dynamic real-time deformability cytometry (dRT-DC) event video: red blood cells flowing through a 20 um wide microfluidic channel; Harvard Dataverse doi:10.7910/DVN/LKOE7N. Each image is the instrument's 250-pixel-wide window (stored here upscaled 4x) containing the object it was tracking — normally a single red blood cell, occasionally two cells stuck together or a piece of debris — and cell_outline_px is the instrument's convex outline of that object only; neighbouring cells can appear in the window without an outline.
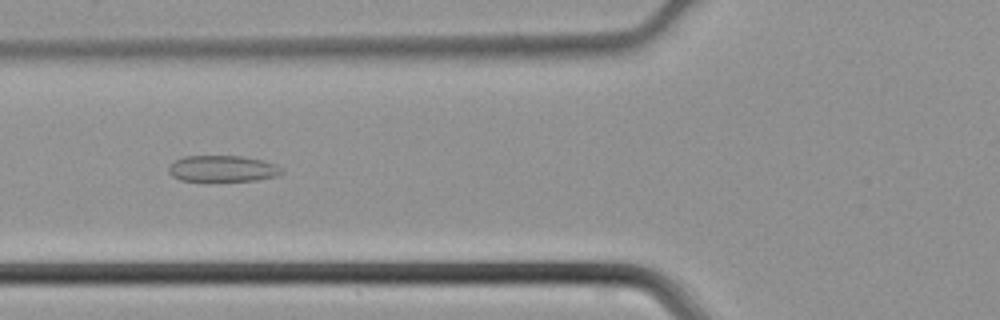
{"species": "common noctule bat (a hibernating species)", "species_latin": "Nyctalus noctula", "temperature_condition": "cold", "stored_images_in_passage": 32, "camera_frame_rate_fps": 3000, "um_per_image_px": 0.085, "animal": {"sex": "male", "body_mass_g": 21.5, "forearm_length_mm": 52.0}, "frame": {"image": 1, "passage_image": 5, "time_ms": 1.333, "image_size_px": [1000, 320], "cell_outline_px": [[284, 172], [276, 176], [256, 180], [180, 180], [172, 176], [168, 172], [168, 168], [176, 160], [184, 156], [240, 156], [264, 160], [276, 164]], "centroid_in_image_um": [18.93, 14.32], "position_along_channel_um": 106.9, "area_um2": 17.05}}
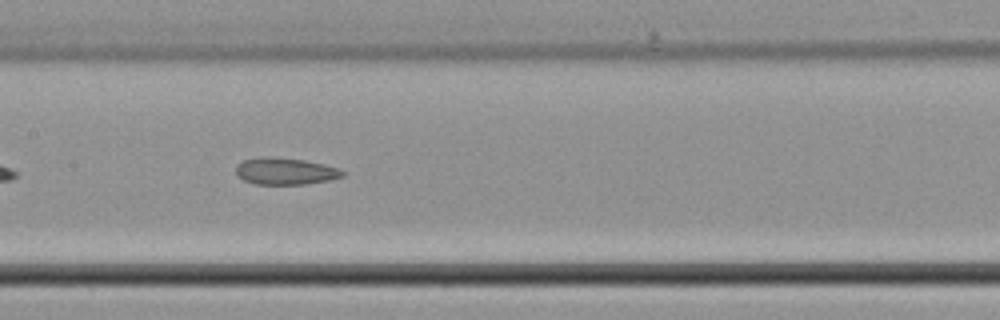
{"frame": {"image": 2, "passage_image": 10, "time_ms": 3.0, "image_size_px": [1000, 320], "cell_outline_px": [[344, 176], [328, 180], [304, 184], [256, 184], [244, 180], [236, 176], [236, 168], [244, 160], [264, 156], [268, 156], [304, 160], [324, 164], [340, 168], [344, 172]], "centroid_in_image_um": [24.26, 14.55], "position_along_channel_um": 183.1, "area_um2": 16.59}}
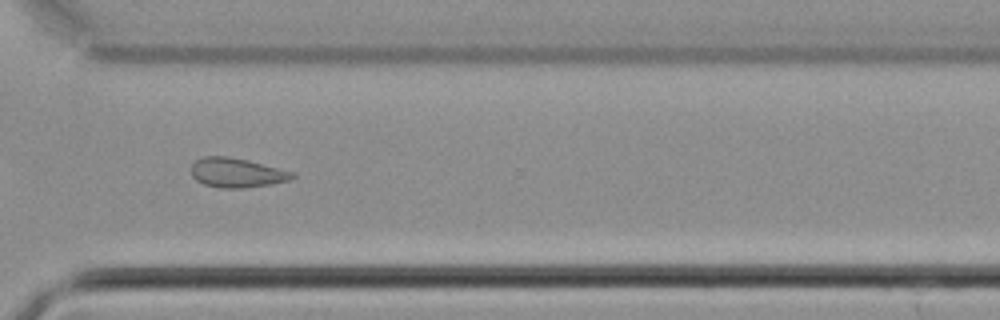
{"frame": {"image": 3, "passage_image": 21, "time_ms": 6.667, "image_size_px": [1000, 320], "cell_outline_px": [[296, 176], [288, 180], [268, 184], [244, 188], [220, 188], [204, 184], [196, 180], [192, 176], [192, 164], [196, 160], [204, 156], [224, 156], [248, 160], [292, 172]], "centroid_in_image_um": [20.08, 14.68], "position_along_channel_um": 350.5, "area_um2": 17.05}}